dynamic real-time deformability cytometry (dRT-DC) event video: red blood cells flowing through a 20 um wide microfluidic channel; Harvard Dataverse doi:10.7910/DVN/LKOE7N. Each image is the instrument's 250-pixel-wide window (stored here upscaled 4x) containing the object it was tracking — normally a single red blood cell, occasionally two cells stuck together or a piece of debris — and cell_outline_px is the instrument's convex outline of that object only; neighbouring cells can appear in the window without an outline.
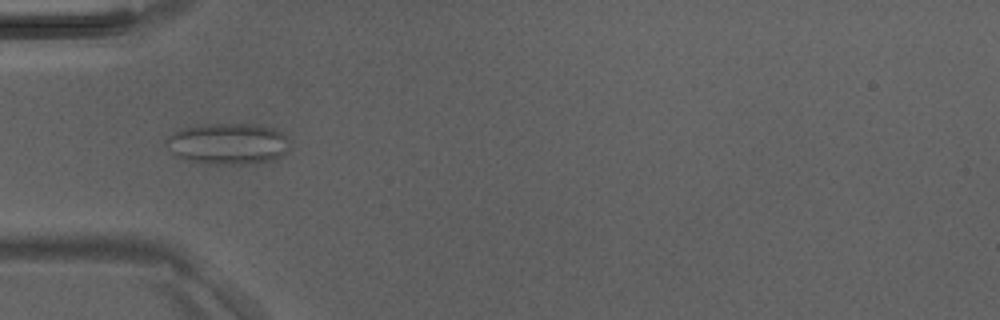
{"species": "Egyptian fruit bat (a non-hibernating species)", "species_latin": "Rousettus aegyptiacus", "temperature_condition": "room temperature", "stored_images_in_passage": 46, "camera_frame_rate_fps": 3000, "um_per_image_px": 0.085, "animal": {"sex": "male"}, "frame": {"image": 1, "passage_image": 15, "time_ms": 4.667, "image_size_px": [1000, 320], "cell_outline_px": [[288, 148], [284, 156], [276, 160], [252, 164], [196, 164], [176, 156], [164, 144], [168, 136], [180, 128], [200, 124], [256, 124], [272, 128], [280, 132], [284, 136]], "centroid_in_image_um": [19.33, 12.24], "position_along_channel_um": 65.7, "area_um2": 30.17}}
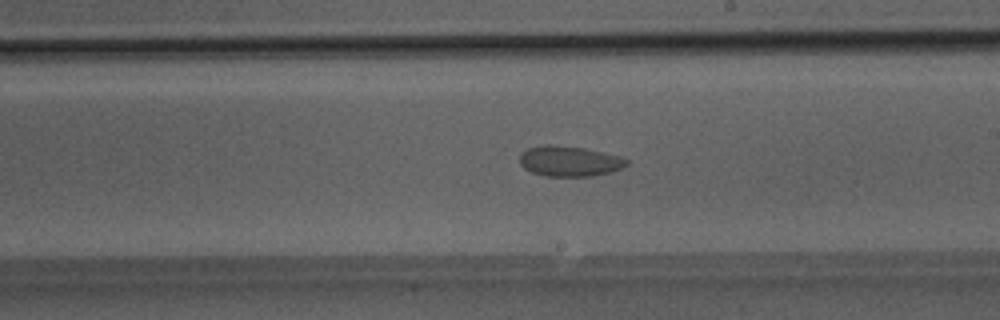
{"frame": {"image": 2, "passage_image": 27, "time_ms": 8.667, "image_size_px": [1000, 320], "cell_outline_px": [[628, 164], [624, 168], [592, 176], [544, 176], [532, 172], [524, 168], [520, 164], [520, 152], [528, 148], [544, 144], [548, 144], [584, 148], [620, 156], [628, 160]], "centroid_in_image_um": [48.38, 13.7], "position_along_channel_um": 240.6, "area_um2": 18.96}}
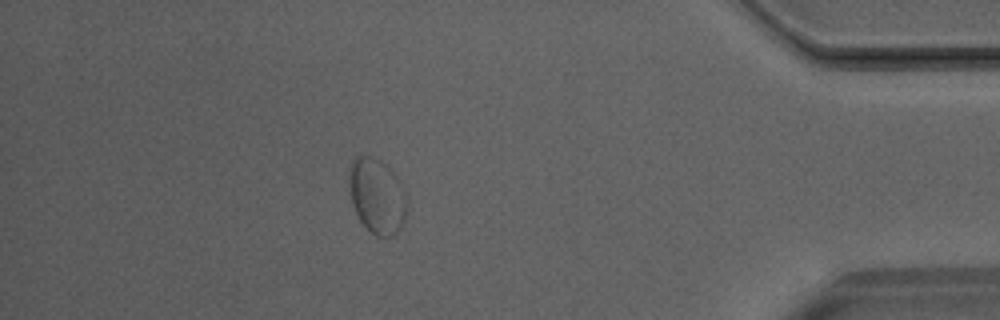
{"frame": {"image": 3, "passage_image": 41, "time_ms": 13.333, "image_size_px": [1000, 320], "cell_outline_px": [[408, 212], [400, 228], [392, 236], [376, 236], [360, 220], [356, 212], [352, 200], [352, 164], [356, 156], [372, 156], [380, 160], [400, 180], [408, 196]], "centroid_in_image_um": [32.15, 16.69], "position_along_channel_um": 403.1, "area_um2": 24.74}}